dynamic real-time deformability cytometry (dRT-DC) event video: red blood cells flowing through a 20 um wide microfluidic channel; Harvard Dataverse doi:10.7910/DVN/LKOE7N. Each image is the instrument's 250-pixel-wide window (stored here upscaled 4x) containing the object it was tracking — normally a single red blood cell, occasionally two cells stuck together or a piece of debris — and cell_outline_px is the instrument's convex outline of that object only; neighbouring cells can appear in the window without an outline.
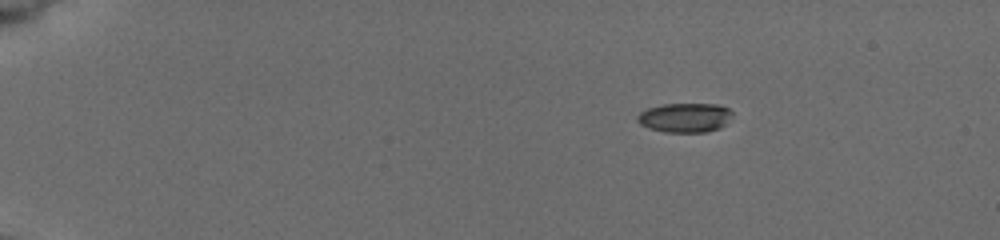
{"species": "common noctule bat (a hibernating species)", "species_latin": "Nyctalus noctula", "temperature_condition": "cold", "stored_images_in_passage": 6, "camera_frame_rate_fps": 3000, "um_per_image_px": 0.085, "animal": {"sex": "female", "body_mass_g": 19.5, "forearm_length_mm": 54.1}, "frame": {"image": 1, "passage_image": 1, "time_ms": 0.0, "image_size_px": [1000, 240], "cell_outline_px": [[732, 112], [724, 124], [720, 128], [704, 132], [664, 132], [648, 128], [640, 124], [636, 120], [636, 116], [640, 112], [648, 108], [664, 104], [720, 104], [728, 108]], "centroid_in_image_um": [58.17, 9.99], "position_along_channel_um": 26.8, "area_um2": 16.18}}
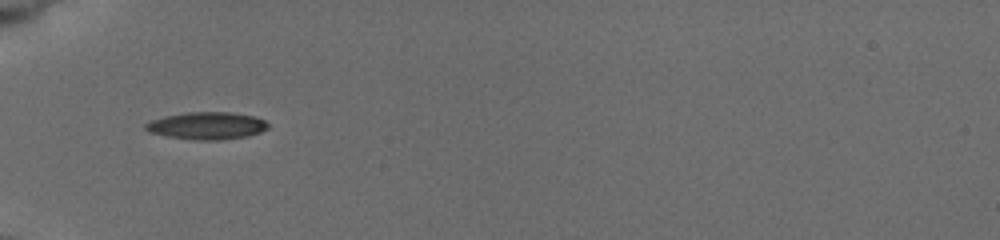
{"frame": {"image": 2, "passage_image": 5, "time_ms": 3.667, "image_size_px": [1000, 240], "cell_outline_px": [[268, 128], [260, 132], [248, 136], [220, 140], [196, 140], [168, 136], [148, 132], [144, 128], [144, 124], [152, 120], [164, 116], [184, 112], [232, 112], [256, 116], [264, 120], [268, 124]], "centroid_in_image_um": [17.59, 10.68], "position_along_channel_um": 67.4, "area_um2": 19.65}}
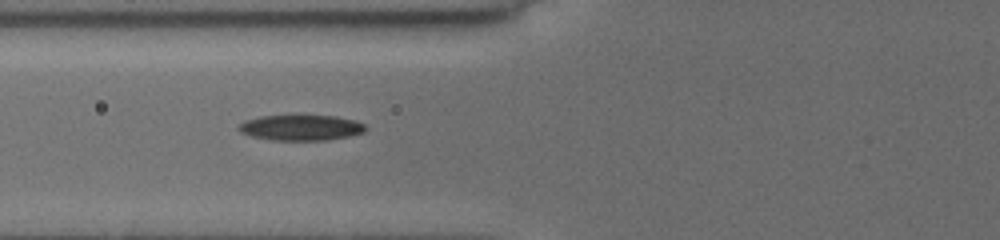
{"frame": {"image": 3, "passage_image": 6, "time_ms": 4.667, "image_size_px": [1000, 240], "cell_outline_px": [[368, 128], [364, 132], [352, 136], [328, 140], [272, 140], [252, 136], [240, 132], [236, 128], [236, 124], [244, 120], [260, 116], [336, 116], [356, 120], [364, 124]], "centroid_in_image_um": [25.58, 10.85], "position_along_channel_um": 100.2, "area_um2": 19.13}}